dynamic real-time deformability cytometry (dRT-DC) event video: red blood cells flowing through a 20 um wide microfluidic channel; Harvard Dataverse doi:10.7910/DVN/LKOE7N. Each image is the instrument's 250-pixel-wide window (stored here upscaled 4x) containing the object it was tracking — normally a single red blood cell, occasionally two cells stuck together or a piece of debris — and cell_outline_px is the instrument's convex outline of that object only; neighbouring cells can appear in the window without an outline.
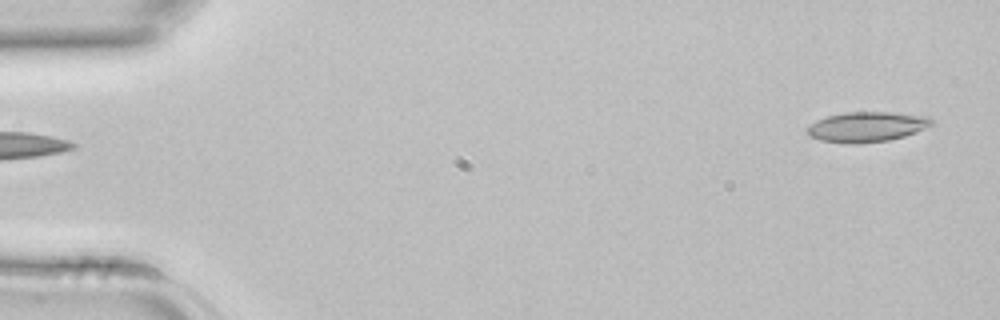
{"species": "common noctule bat (a hibernating species)", "species_latin": "Nyctalus noctula", "temperature_condition": "room temperature", "stored_images_in_passage": 4, "segment_of_instrument_passage": [2, 2], "camera_frame_rate_fps": 3000, "um_per_image_px": 0.085, "animal": {"sex": "female", "body_mass_g": 22.7, "forearm_length_mm": 54.2}, "frame": {"image": 1, "passage_image": 4, "time_ms": 1.0, "image_size_px": [1000, 320], "cell_outline_px": [[936, 124], [916, 132], [904, 136], [888, 140], [852, 144], [820, 140], [808, 136], [804, 128], [816, 120], [824, 116], [848, 112], [892, 112], [928, 116]], "centroid_in_image_um": [73.65, 10.77], "position_along_channel_um": 11.3, "area_um2": 22.08}}